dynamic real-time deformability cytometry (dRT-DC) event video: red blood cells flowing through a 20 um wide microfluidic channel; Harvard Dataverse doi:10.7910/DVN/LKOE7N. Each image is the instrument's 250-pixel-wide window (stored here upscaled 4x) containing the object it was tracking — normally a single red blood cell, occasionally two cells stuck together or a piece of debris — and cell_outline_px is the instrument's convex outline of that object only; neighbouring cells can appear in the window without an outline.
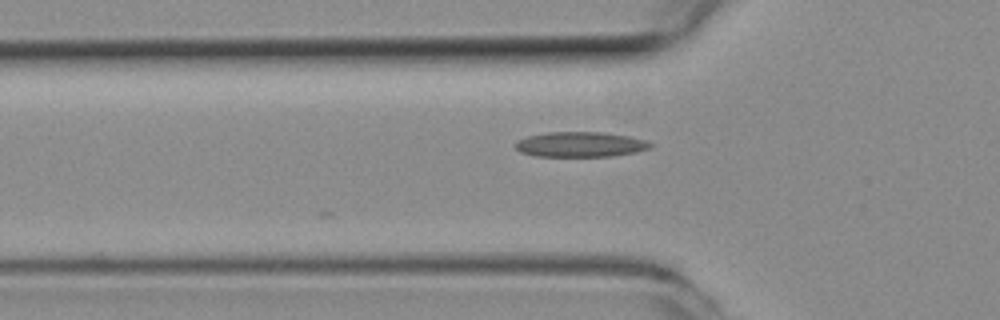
{"species": "common noctule bat (a hibernating species)", "species_latin": "Nyctalus noctula", "temperature_condition": "room temperature", "stored_images_in_passage": 23, "camera_frame_rate_fps": 3000, "um_per_image_px": 0.085, "animal": {"sex": "female", "body_mass_g": 19.3, "forearm_length_mm": 54.1}, "frame": {"image": 1, "passage_image": 2, "time_ms": 0.333, "image_size_px": [1000, 320], "cell_outline_px": [[652, 148], [636, 152], [612, 156], [536, 156], [520, 152], [516, 148], [516, 140], [528, 136], [548, 132], [604, 132], [628, 136], [648, 140], [652, 144]], "centroid_in_image_um": [49.36, 12.27], "position_along_channel_um": 76.4, "area_um2": 19.83}}
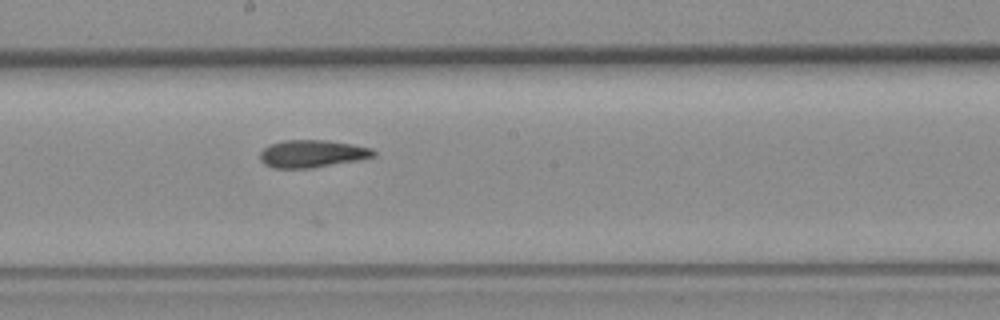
{"frame": {"image": 2, "passage_image": 13, "time_ms": 4.0, "image_size_px": [1000, 320], "cell_outline_px": [[376, 156], [360, 160], [312, 168], [272, 168], [264, 164], [260, 160], [260, 152], [264, 148], [272, 144], [284, 140], [328, 140], [352, 144], [372, 148], [376, 152]], "centroid_in_image_um": [26.56, 13.07], "position_along_channel_um": 221.6, "area_um2": 18.32}}
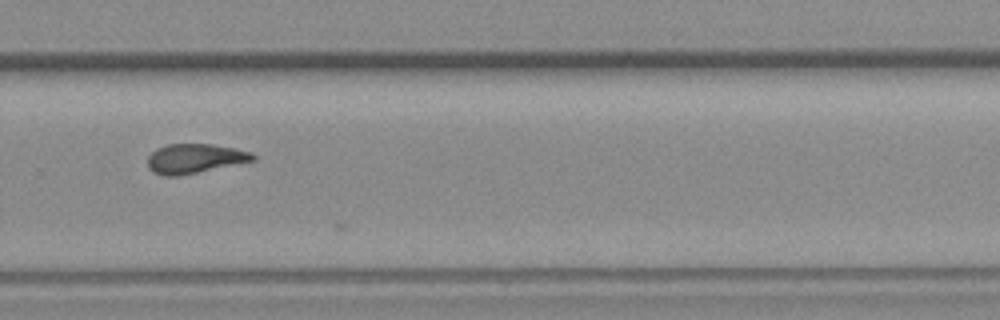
{"frame": {"image": 3, "passage_image": 20, "time_ms": 6.333, "image_size_px": [1000, 320], "cell_outline_px": [[256, 160], [180, 176], [164, 176], [152, 172], [148, 168], [148, 156], [156, 148], [168, 144], [212, 144], [252, 152], [256, 156]], "centroid_in_image_um": [16.53, 13.48], "position_along_channel_um": 313.3, "area_um2": 18.15}}